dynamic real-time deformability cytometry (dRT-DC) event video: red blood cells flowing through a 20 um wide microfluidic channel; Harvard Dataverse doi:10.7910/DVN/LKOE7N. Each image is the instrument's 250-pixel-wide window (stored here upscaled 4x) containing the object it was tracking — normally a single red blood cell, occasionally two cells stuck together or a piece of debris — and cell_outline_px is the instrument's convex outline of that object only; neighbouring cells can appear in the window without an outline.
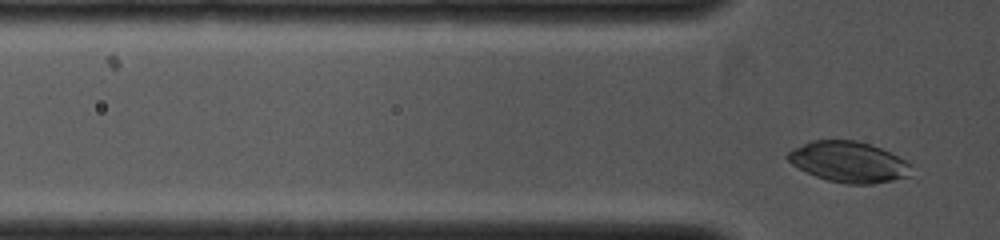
{"species": "common noctule bat (a hibernating species)", "species_latin": "Nyctalus noctula", "temperature_condition": "cold", "stored_images_in_passage": 2, "camera_frame_rate_fps": 4000, "um_per_image_px": 0.085, "animal": {"sex": "female", "body_mass_g": 19.0, "forearm_length_mm": 53.3}, "frame": {"image": 1, "passage_image": 2, "time_ms": 1.0, "image_size_px": [1000, 240], "cell_outline_px": [[908, 176], [892, 180], [872, 184], [848, 184], [828, 180], [816, 176], [792, 164], [784, 156], [792, 148], [812, 140], [856, 140], [880, 148], [904, 160], [908, 164]], "centroid_in_image_um": [72.06, 13.75], "position_along_channel_um": 53.7, "area_um2": 28.78}}